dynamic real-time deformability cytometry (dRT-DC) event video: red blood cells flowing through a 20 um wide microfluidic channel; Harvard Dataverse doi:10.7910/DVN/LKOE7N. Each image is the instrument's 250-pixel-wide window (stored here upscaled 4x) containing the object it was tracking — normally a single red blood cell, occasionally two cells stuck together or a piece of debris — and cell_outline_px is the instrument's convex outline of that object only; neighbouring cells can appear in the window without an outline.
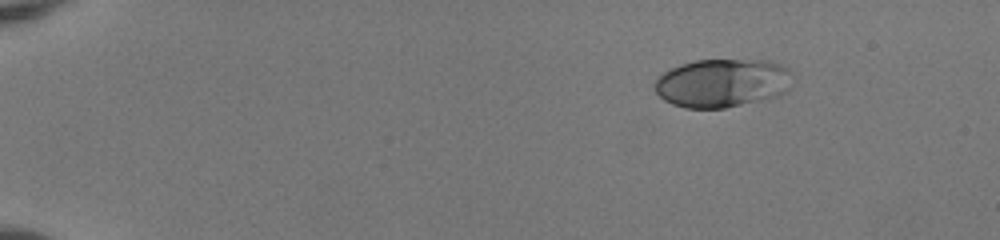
{"species": "human", "species_latin": "Homo sapiens", "temperature_condition": "room temperature", "stored_images_in_passage": 46, "camera_frame_rate_fps": 3000, "um_per_image_px": 0.085, "donor": {"sex": "female"}, "frame": {"image": 1, "passage_image": 1, "time_ms": 0.0, "image_size_px": [1000, 240], "cell_outline_px": [[788, 92], [780, 96], [768, 100], [724, 108], [684, 108], [672, 104], [664, 100], [656, 92], [656, 80], [664, 72], [680, 64], [696, 60], [768, 60], [788, 68]], "centroid_in_image_um": [61.4, 7.07], "position_along_channel_um": 23.6, "area_um2": 38.96}}
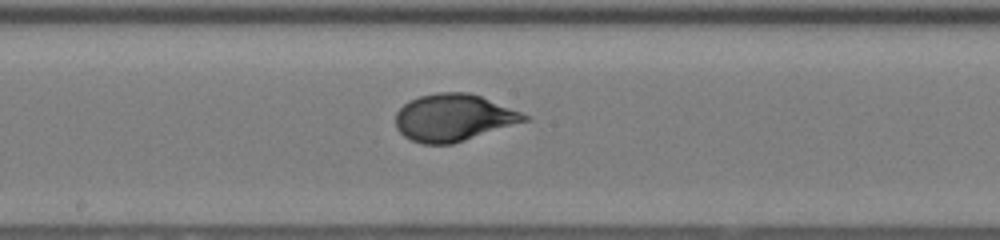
{"frame": {"image": 2, "passage_image": 24, "time_ms": 7.667, "image_size_px": [1000, 240], "cell_outline_px": [[528, 120], [452, 144], [424, 144], [412, 140], [404, 136], [396, 128], [396, 112], [408, 100], [420, 96], [436, 92], [468, 92], [480, 96], [520, 112], [528, 116]], "centroid_in_image_um": [38.49, 9.99], "position_along_channel_um": 209.7, "area_um2": 34.91}}
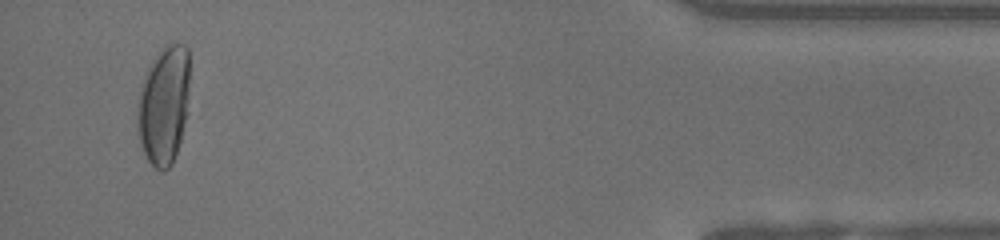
{"frame": {"image": 3, "passage_image": 44, "time_ms": 14.333, "image_size_px": [1000, 240], "cell_outline_px": [[188, 112], [180, 140], [172, 164], [168, 168], [160, 172], [148, 160], [140, 144], [140, 92], [144, 76], [156, 52], [164, 44], [184, 44], [188, 48]], "centroid_in_image_um": [13.97, 8.89], "position_along_channel_um": 421.2, "area_um2": 35.43}, "authors_computed_cell_mechanics": {"area_um2": 34.7378, "velocity_mm_per_s": 4.0209, "shape_relaxation_time_tau1_ms": 4.082, "shape_relaxation_time_tau2_ms": null, "deformation_change_tau1": 0.2216, "deformation_change_tau2": null}}